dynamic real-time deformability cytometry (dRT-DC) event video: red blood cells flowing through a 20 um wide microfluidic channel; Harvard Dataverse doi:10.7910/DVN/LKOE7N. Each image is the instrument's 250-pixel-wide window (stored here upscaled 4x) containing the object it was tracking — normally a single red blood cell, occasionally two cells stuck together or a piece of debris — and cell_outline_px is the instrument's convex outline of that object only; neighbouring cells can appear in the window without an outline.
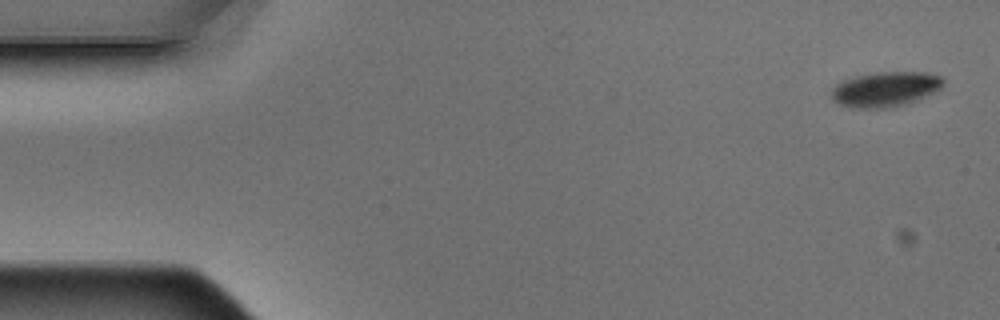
{"species": "Egyptian fruit bat (a non-hibernating species)", "species_latin": "Rousettus aegyptiacus", "temperature_condition": "warm", "stored_images_in_passage": 6, "camera_frame_rate_fps": 3000, "um_per_image_px": 0.085, "animal": {"sex": "male"}, "frame": {"image": 1, "passage_image": 1, "time_ms": 0.0, "image_size_px": [1000, 320], "cell_outline_px": [[944, 84], [940, 88], [916, 100], [884, 108], [860, 108], [840, 104], [832, 100], [832, 88], [840, 80], [856, 76], [876, 72], [928, 72], [940, 76], [944, 80]], "centroid_in_image_um": [75.23, 7.55], "position_along_channel_um": 9.8, "area_um2": 22.48}}
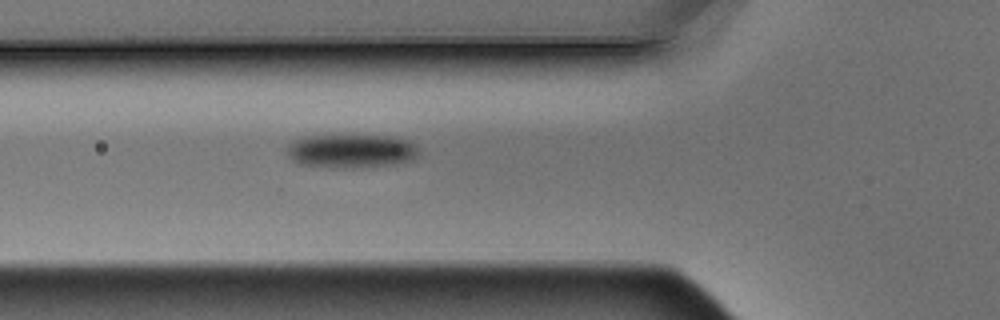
{"frame": {"image": 2, "passage_image": 6, "time_ms": 1.667, "image_size_px": [1000, 320], "cell_outline_px": [[420, 152], [412, 160], [392, 164], [352, 168], [336, 168], [300, 164], [292, 160], [288, 156], [288, 144], [304, 136], [332, 132], [392, 136], [408, 140], [416, 144]], "centroid_in_image_um": [29.84, 12.77], "position_along_channel_um": 96.0, "area_um2": 27.11}}